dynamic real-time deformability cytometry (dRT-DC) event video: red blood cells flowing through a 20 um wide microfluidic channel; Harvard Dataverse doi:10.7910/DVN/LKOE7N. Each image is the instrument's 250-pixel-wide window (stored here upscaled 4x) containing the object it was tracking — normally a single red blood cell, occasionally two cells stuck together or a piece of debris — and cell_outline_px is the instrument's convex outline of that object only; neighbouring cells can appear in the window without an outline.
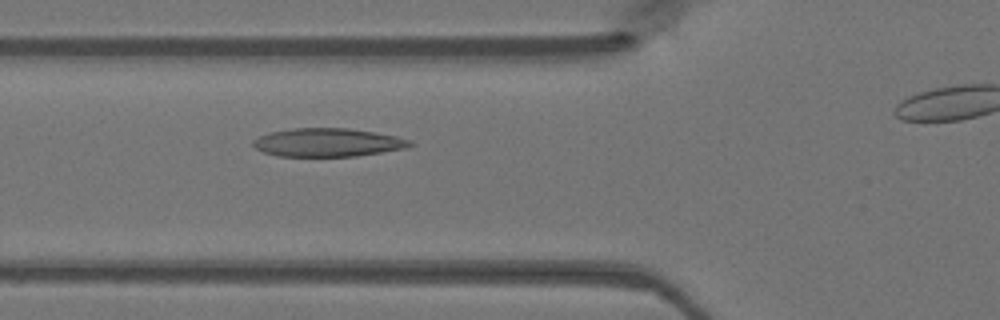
{"species": "Egyptian fruit bat (a non-hibernating species)", "species_latin": "Rousettus aegyptiacus", "temperature_condition": "warm", "stored_images_in_passage": 34, "camera_frame_rate_fps": 3000, "um_per_image_px": 0.085, "animal": {"sex": "female"}, "frame": {"image": 1, "passage_image": 12, "time_ms": 3.667, "image_size_px": [1000, 320], "cell_outline_px": [[416, 144], [404, 148], [356, 156], [276, 156], [264, 152], [256, 148], [252, 144], [252, 140], [268, 132], [292, 128], [348, 128], [396, 136], [412, 140]], "centroid_in_image_um": [27.84, 12.1], "position_along_channel_um": 98.0, "area_um2": 25.89}}
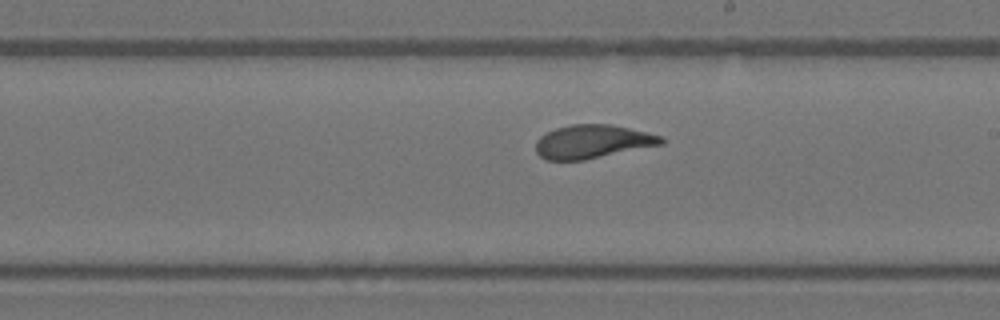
{"frame": {"image": 2, "passage_image": 22, "time_ms": 7.0, "image_size_px": [1000, 320], "cell_outline_px": [[664, 144], [584, 160], [548, 160], [540, 156], [536, 152], [536, 140], [540, 136], [556, 128], [572, 124], [608, 124], [628, 128], [664, 136]], "centroid_in_image_um": [50.37, 12.04], "position_along_channel_um": 238.6, "area_um2": 24.45}}
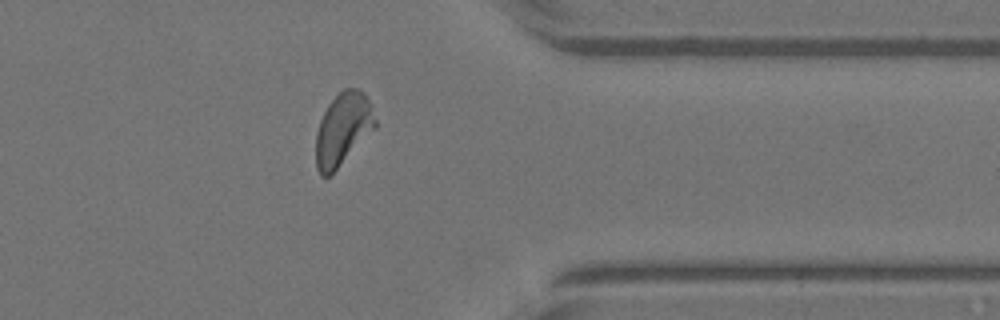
{"frame": {"image": 3, "passage_image": 33, "time_ms": 10.667, "image_size_px": [1000, 320], "cell_outline_px": [[376, 128], [328, 176], [320, 176], [316, 168], [316, 132], [320, 120], [328, 104], [344, 88], [360, 88], [364, 92], [372, 104], [376, 120]], "centroid_in_image_um": [29.16, 10.93], "position_along_channel_um": 382.2, "area_um2": 24.97}}